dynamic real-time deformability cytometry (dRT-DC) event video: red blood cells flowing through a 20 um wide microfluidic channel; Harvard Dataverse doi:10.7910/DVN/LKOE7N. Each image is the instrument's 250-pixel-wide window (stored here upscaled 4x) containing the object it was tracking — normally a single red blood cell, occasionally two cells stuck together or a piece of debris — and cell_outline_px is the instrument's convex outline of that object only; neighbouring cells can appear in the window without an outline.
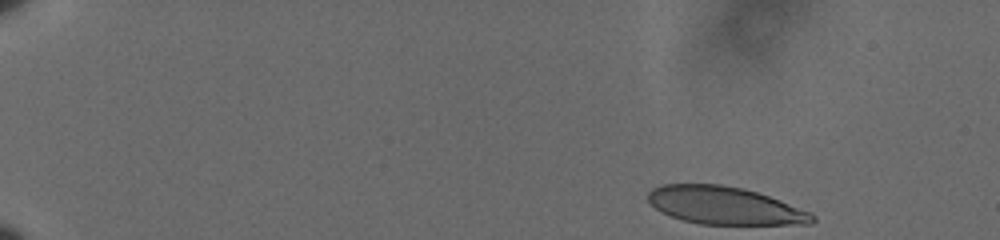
{"species": "human", "species_latin": "Homo sapiens", "temperature_condition": "cold", "stored_images_in_passage": 52, "camera_frame_rate_fps": 3000, "um_per_image_px": 0.085, "donor": {"sex": "male"}, "frame": {"image": 1, "passage_image": 1, "time_ms": 0.0, "image_size_px": [1000, 240], "cell_outline_px": [[816, 220], [812, 224], [700, 224], [684, 220], [660, 212], [648, 200], [648, 192], [652, 188], [664, 184], [720, 184], [744, 188], [780, 200], [808, 212], [816, 216]], "centroid_in_image_um": [61.58, 17.47], "position_along_channel_um": 23.4, "area_um2": 35.84}}
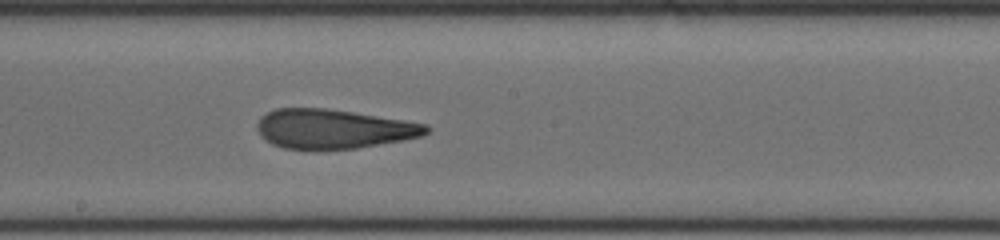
{"frame": {"image": 2, "passage_image": 29, "time_ms": 9.333, "image_size_px": [1000, 240], "cell_outline_px": [[432, 128], [428, 132], [420, 136], [404, 140], [356, 148], [284, 148], [272, 144], [264, 140], [260, 136], [256, 128], [256, 124], [260, 116], [276, 108], [324, 108], [352, 112], [404, 120], [428, 124]], "centroid_in_image_um": [28.32, 10.94], "position_along_channel_um": 219.9, "area_um2": 38.55}}
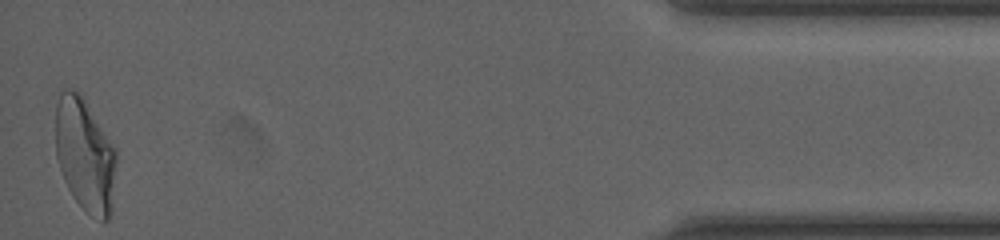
{"frame": {"image": 3, "passage_image": 52, "time_ms": 17.0, "image_size_px": [1000, 240], "cell_outline_px": [[116, 160], [112, 212], [108, 220], [104, 220], [84, 212], [72, 196], [64, 180], [56, 156], [56, 104], [60, 92], [64, 88], [72, 88], [80, 92], [84, 96], [116, 148]], "centroid_in_image_um": [7.23, 13.13], "position_along_channel_um": 428.0, "area_um2": 40.81}, "authors_computed_cell_mechanics": {"area_um2": 39.1884, "velocity_mm_per_s": 3.6025, "shape_relaxation_time_tau1_ms": null, "shape_relaxation_time_tau2_ms": 1.8683, "deformation_change_tau1": null, "deformation_change_tau2": 0.1047}}